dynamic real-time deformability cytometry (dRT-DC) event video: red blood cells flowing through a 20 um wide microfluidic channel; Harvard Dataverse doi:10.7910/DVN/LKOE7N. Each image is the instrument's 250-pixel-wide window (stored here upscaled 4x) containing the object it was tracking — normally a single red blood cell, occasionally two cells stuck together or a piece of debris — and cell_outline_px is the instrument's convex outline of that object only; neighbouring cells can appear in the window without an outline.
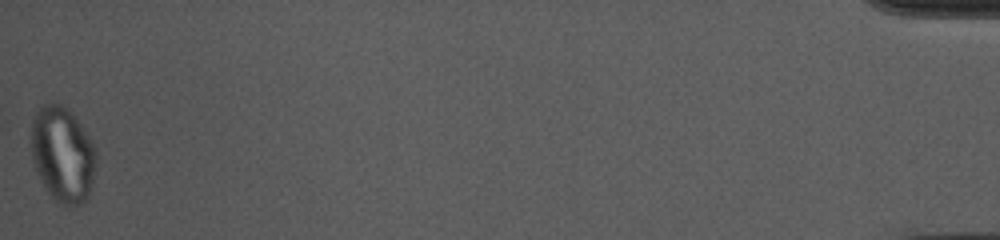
{"species": "common noctule bat (a hibernating species)", "species_latin": "Nyctalus noctula", "temperature_condition": "cold", "stored_images_in_passage": 52, "camera_frame_rate_fps": 3000, "um_per_image_px": 0.085, "animal": {"sex": "female", "body_mass_g": 10.0, "forearm_length_mm": 53.1}, "frame": {"image": 1, "passage_image": 52, "time_ms": 17.0, "image_size_px": [1000, 240], "cell_outline_px": [[96, 164], [92, 188], [88, 200], [80, 204], [60, 204], [52, 200], [40, 180], [36, 172], [32, 160], [32, 120], [36, 112], [44, 104], [60, 104], [68, 108], [72, 112], [96, 148]], "centroid_in_image_um": [5.34, 13.16], "position_along_channel_um": 429.9, "area_um2": 36.41}, "authors_computed_cell_mechanics": {"area_um2": 27.744, "velocity_mm_per_s": 3.674, "shape_relaxation_time_tau1_ms": null, "shape_relaxation_time_tau2_ms": 1.3406, "deformation_change_tau1": null, "deformation_change_tau2": 0.0515}}